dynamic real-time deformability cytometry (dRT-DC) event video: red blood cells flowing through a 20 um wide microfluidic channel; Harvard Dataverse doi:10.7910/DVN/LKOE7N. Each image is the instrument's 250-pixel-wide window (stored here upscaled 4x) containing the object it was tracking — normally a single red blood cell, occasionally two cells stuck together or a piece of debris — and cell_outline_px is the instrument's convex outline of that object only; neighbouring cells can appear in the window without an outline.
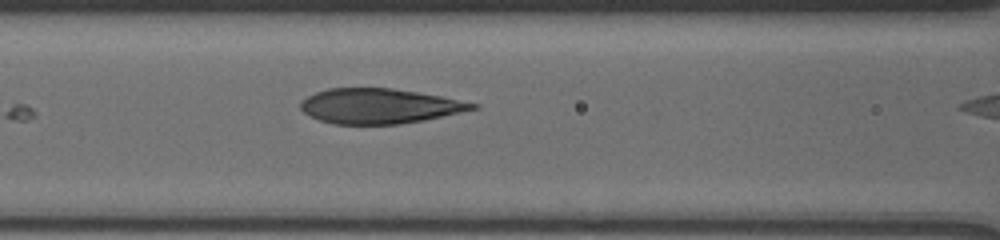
{"species": "human", "species_latin": "Homo sapiens", "temperature_condition": "cold", "stored_images_in_passage": 6, "camera_frame_rate_fps": 3000, "um_per_image_px": 0.085, "donor": {"sex": "male"}, "frame": {"image": 1, "passage_image": 5, "time_ms": 3.0, "image_size_px": [1000, 240], "cell_outline_px": [[480, 108], [424, 120], [400, 124], [332, 124], [320, 120], [304, 112], [300, 108], [300, 100], [316, 92], [328, 88], [392, 88], [440, 96], [480, 104]], "centroid_in_image_um": [32.25, 9.01], "position_along_channel_um": 134.4, "area_um2": 34.97}}